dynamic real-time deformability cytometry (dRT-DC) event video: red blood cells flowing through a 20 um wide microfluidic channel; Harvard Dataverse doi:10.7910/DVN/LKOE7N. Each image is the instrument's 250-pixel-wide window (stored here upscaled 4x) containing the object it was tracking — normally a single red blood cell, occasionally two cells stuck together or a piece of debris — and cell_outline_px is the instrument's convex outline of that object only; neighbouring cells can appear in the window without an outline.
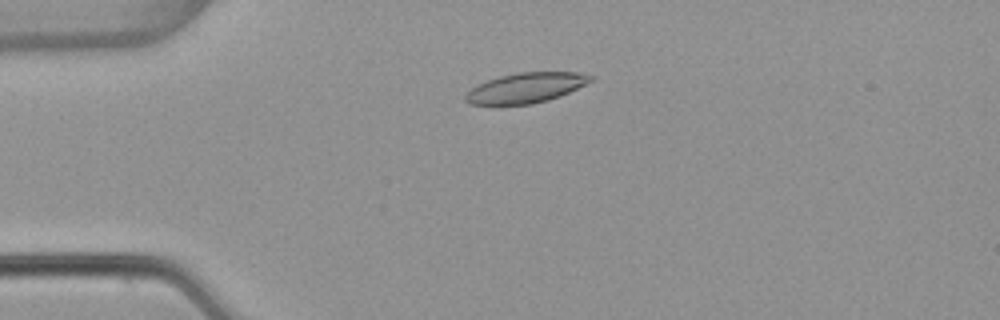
{"species": "common noctule bat (a hibernating species)", "species_latin": "Nyctalus noctula", "temperature_condition": "warm", "stored_images_in_passage": 51, "camera_frame_rate_fps": 3000, "um_per_image_px": 0.085, "animal": {"sex": "female", "body_mass_g": 22.7, "forearm_length_mm": 54.2}, "frame": {"image": 1, "passage_image": 11, "time_ms": 3.333, "image_size_px": [1000, 320], "cell_outline_px": [[596, 80], [560, 96], [548, 100], [532, 104], [468, 104], [464, 100], [464, 96], [476, 84], [500, 76], [516, 72], [580, 72], [596, 76]], "centroid_in_image_um": [44.75, 7.45], "position_along_channel_um": 40.2, "area_um2": 22.14}}
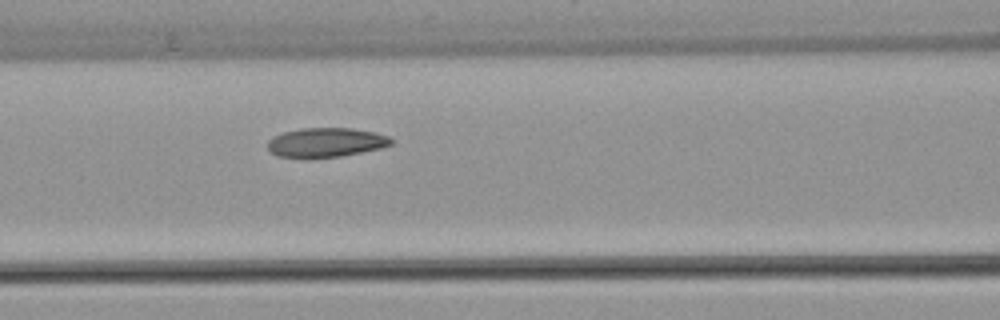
{"frame": {"image": 2, "passage_image": 21, "time_ms": 6.667, "image_size_px": [1000, 320], "cell_outline_px": [[396, 140], [392, 144], [380, 148], [340, 156], [276, 156], [268, 148], [268, 140], [272, 136], [284, 132], [300, 128], [352, 128], [376, 132], [388, 136]], "centroid_in_image_um": [27.75, 12.07], "position_along_channel_um": 138.9, "area_um2": 20.75}}
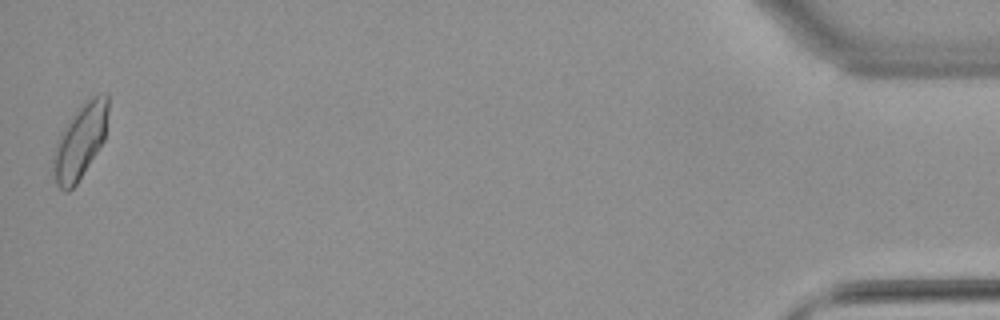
{"frame": {"image": 3, "passage_image": 51, "time_ms": 16.667, "image_size_px": [1000, 320], "cell_outline_px": [[108, 112], [104, 140], [76, 184], [68, 192], [64, 192], [56, 184], [52, 172], [52, 156], [56, 140], [60, 132], [76, 108], [92, 96], [108, 92]], "centroid_in_image_um": [6.77, 12.0], "position_along_channel_um": 428.4, "area_um2": 24.1}, "authors_computed_cell_mechanics": {"area_um2": 21.5016, "velocity_mm_per_s": 3.8398, "shape_relaxation_time_tau1_ms": null, "shape_relaxation_time_tau2_ms": 3.0195, "deformation_change_tau1": null, "deformation_change_tau2": 0.0751}}